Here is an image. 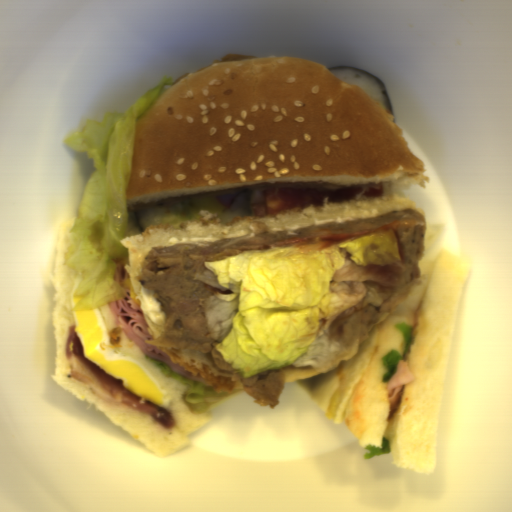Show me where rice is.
I'll return each mask as SVG.
<instances>
[{
  "instance_id": "obj_1",
  "label": "rice",
  "mask_w": 512,
  "mask_h": 512,
  "mask_svg": "<svg viewBox=\"0 0 512 512\" xmlns=\"http://www.w3.org/2000/svg\"><path fill=\"white\" fill-rule=\"evenodd\" d=\"M337 80L358 86L370 98L381 104L387 110L384 94L376 80L358 70H334L330 71Z\"/></svg>"
}]
</instances>
